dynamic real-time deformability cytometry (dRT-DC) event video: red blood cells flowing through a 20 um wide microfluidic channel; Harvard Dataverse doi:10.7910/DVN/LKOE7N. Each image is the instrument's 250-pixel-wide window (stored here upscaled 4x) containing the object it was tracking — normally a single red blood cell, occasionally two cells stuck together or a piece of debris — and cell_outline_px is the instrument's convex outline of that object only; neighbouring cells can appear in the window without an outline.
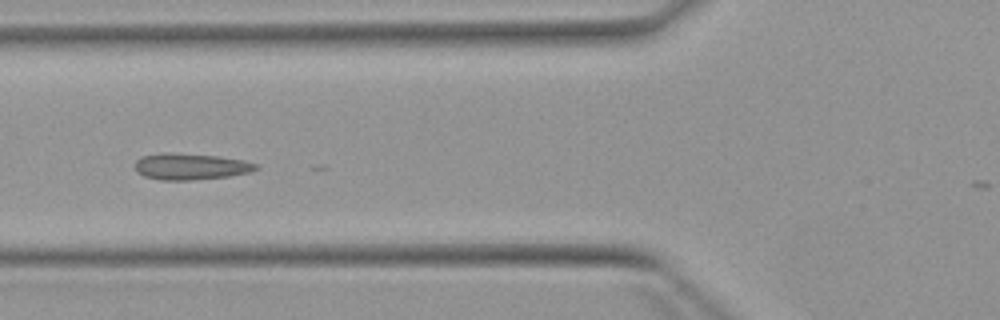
{"species": "Egyptian fruit bat (a non-hibernating species)", "species_latin": "Rousettus aegyptiacus", "temperature_condition": "warm", "stored_images_in_passage": 8, "camera_frame_rate_fps": 3000, "um_per_image_px": 0.085, "animal": {"sex": "female"}, "frame": {"image": 1, "passage_image": 5, "time_ms": 6.0, "image_size_px": [1000, 320], "cell_outline_px": [[260, 168], [252, 172], [228, 176], [188, 180], [160, 180], [144, 176], [136, 172], [136, 160], [140, 156], [160, 152], [168, 152], [216, 156], [244, 160], [260, 164]], "centroid_in_image_um": [16.21, 14.14], "position_along_channel_um": 109.6, "area_um2": 18.79}}
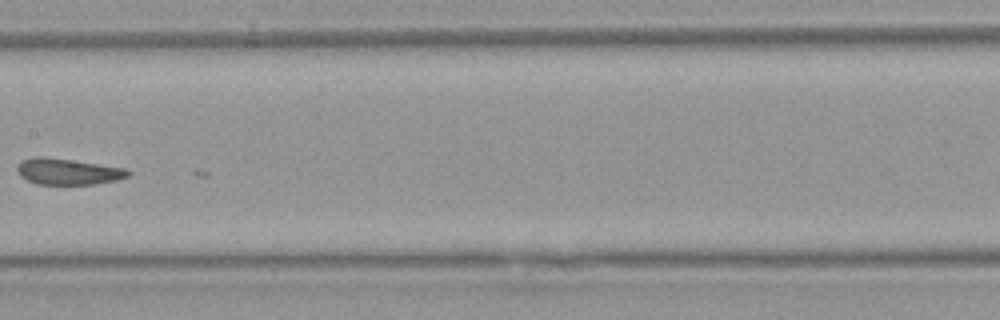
{"frame": {"image": 2, "passage_image": 7, "time_ms": 8.333, "image_size_px": [1000, 320], "cell_outline_px": [[132, 172], [128, 176], [116, 180], [96, 184], [36, 184], [20, 176], [16, 172], [16, 164], [20, 160], [36, 156], [40, 156], [72, 160], [128, 168]], "centroid_in_image_um": [5.75, 14.57], "position_along_channel_um": 201.6, "area_um2": 17.11}}
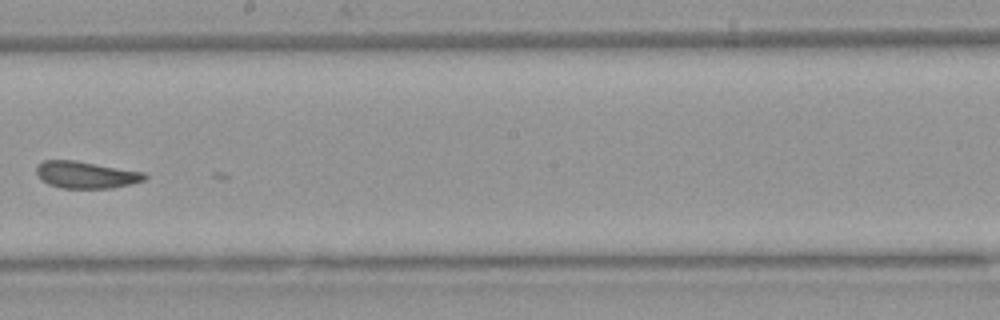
{"frame": {"image": 3, "passage_image": 8, "time_ms": 9.333, "image_size_px": [1000, 320], "cell_outline_px": [[148, 176], [144, 180], [132, 184], [112, 188], [60, 188], [48, 184], [40, 180], [36, 172], [36, 164], [44, 160], [76, 160], [144, 172]], "centroid_in_image_um": [7.28, 14.86], "position_along_channel_um": 240.9, "area_um2": 17.22}}